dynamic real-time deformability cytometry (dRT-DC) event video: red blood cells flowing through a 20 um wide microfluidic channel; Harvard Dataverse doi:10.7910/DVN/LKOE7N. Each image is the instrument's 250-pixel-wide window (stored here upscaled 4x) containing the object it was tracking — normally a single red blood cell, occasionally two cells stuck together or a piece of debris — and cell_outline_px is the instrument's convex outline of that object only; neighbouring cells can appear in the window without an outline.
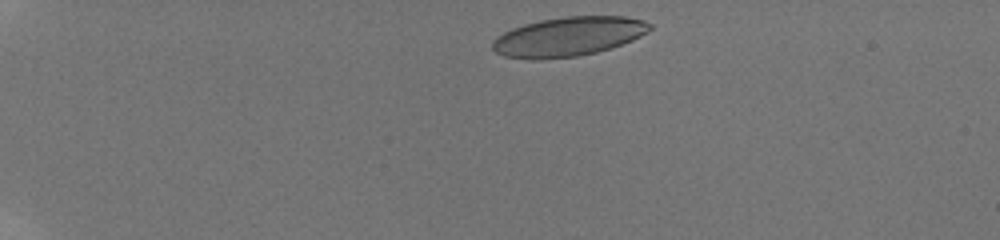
{"species": "human", "species_latin": "Homo sapiens", "temperature_condition": "room temperature", "stored_images_in_passage": 8, "camera_frame_rate_fps": 3000, "um_per_image_px": 0.085, "donor": {"sex": "male"}, "frame": {"image": 1, "passage_image": 1, "time_ms": 0.0, "image_size_px": [1000, 240], "cell_outline_px": [[652, 28], [648, 32], [632, 40], [596, 52], [576, 56], [540, 60], [532, 60], [504, 56], [496, 52], [492, 48], [492, 40], [496, 36], [512, 28], [524, 24], [540, 20], [564, 16], [624, 16], [644, 20], [652, 24]], "centroid_in_image_um": [48.29, 3.1], "position_along_channel_um": 36.7, "area_um2": 36.13}}
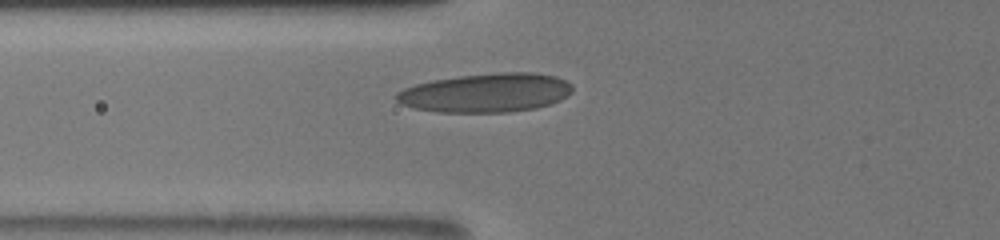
{"frame": {"image": 2, "passage_image": 7, "time_ms": 3.667, "image_size_px": [1000, 240], "cell_outline_px": [[572, 92], [568, 96], [560, 100], [536, 108], [508, 112], [436, 112], [412, 108], [400, 104], [396, 100], [396, 92], [404, 88], [416, 84], [432, 80], [460, 76], [500, 72], [532, 72], [556, 76], [572, 84]], "centroid_in_image_um": [41.3, 7.89], "position_along_channel_um": 84.5, "area_um2": 40.11}}